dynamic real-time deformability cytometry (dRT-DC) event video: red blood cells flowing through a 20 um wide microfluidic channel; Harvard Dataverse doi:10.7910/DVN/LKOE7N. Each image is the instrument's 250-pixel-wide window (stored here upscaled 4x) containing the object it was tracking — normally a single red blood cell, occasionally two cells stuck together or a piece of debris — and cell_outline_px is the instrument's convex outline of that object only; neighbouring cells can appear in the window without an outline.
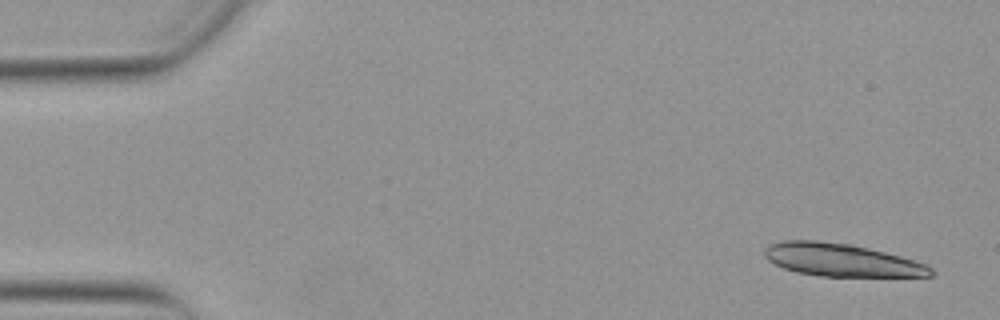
{"species": "Egyptian fruit bat (a non-hibernating species)", "species_latin": "Rousettus aegyptiacus", "temperature_condition": "warm", "stored_images_in_passage": 20, "camera_frame_rate_fps": 3000, "um_per_image_px": 0.085, "animal": {"sex": "female"}, "frame": {"image": 1, "passage_image": 3, "time_ms": 0.667, "image_size_px": [1000, 320], "cell_outline_px": [[932, 276], [820, 276], [796, 272], [784, 268], [768, 260], [764, 256], [764, 252], [772, 244], [784, 240], [816, 240], [852, 244], [900, 256], [924, 264], [932, 268]], "centroid_in_image_um": [71.5, 22.1], "position_along_channel_um": 13.5, "area_um2": 31.33}}